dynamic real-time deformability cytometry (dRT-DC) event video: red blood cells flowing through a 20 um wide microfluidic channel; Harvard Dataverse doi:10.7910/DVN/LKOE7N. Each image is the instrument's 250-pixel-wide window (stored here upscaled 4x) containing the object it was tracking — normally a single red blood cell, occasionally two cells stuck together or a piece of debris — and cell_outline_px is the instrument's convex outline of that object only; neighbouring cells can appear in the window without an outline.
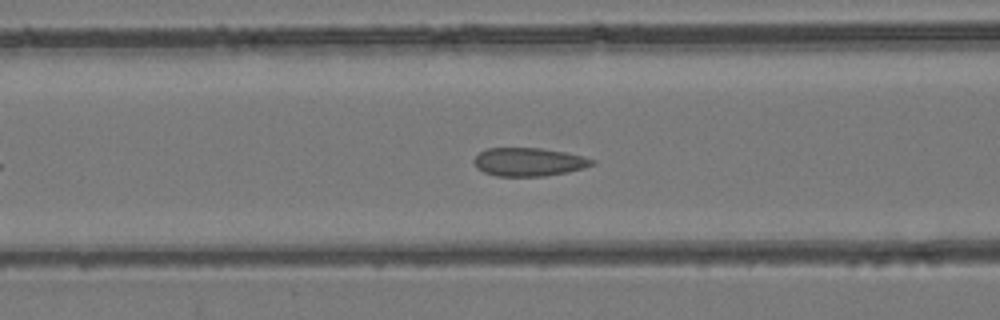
{"species": "common noctule bat (a hibernating species)", "species_latin": "Nyctalus noctula", "temperature_condition": "room temperature", "stored_images_in_passage": 37, "camera_frame_rate_fps": 3000, "um_per_image_px": 0.085, "animal": {"sex": "female", "body_mass_g": 24.6, "forearm_length_mm": 56.2}, "frame": {"image": 1, "passage_image": 11, "time_ms": 3.333, "image_size_px": [1000, 320], "cell_outline_px": [[596, 164], [584, 168], [568, 172], [544, 176], [496, 176], [484, 172], [476, 168], [472, 160], [480, 152], [488, 148], [540, 148], [564, 152], [584, 156], [596, 160]], "centroid_in_image_um": [44.96, 13.77], "position_along_channel_um": 121.6, "area_um2": 19.65}}
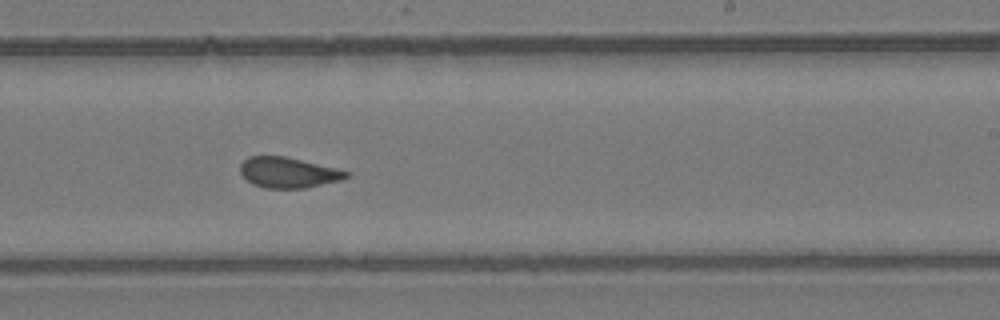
{"frame": {"image": 2, "passage_image": 21, "time_ms": 6.667, "image_size_px": [1000, 320], "cell_outline_px": [[352, 172], [348, 176], [340, 180], [304, 188], [264, 188], [252, 184], [240, 172], [240, 164], [248, 156], [284, 156], [336, 168]], "centroid_in_image_um": [24.48, 14.66], "position_along_channel_um": 264.5, "area_um2": 18.73}}
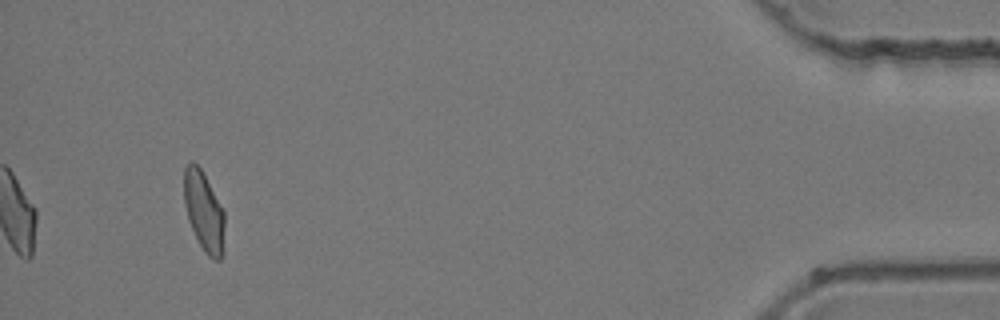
{"frame": {"image": 3, "passage_image": 37, "time_ms": 12.0, "image_size_px": [1000, 320], "cell_outline_px": [[224, 224], [220, 260], [212, 260], [204, 252], [188, 220], [184, 204], [184, 168], [188, 160], [192, 160], [200, 168], [224, 212]], "centroid_in_image_um": [17.29, 17.93], "position_along_channel_um": 417.9, "area_um2": 18.44}}